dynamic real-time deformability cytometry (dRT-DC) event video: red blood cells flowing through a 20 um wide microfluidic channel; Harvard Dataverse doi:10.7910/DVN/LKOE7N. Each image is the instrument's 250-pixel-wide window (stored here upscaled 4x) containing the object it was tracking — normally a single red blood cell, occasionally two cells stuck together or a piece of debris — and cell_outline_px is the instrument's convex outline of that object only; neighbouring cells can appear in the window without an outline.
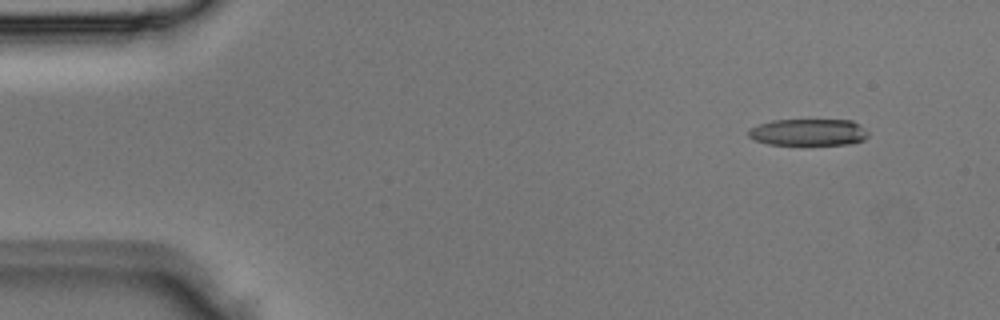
{"species": "Egyptian fruit bat (a non-hibernating species)", "species_latin": "Rousettus aegyptiacus", "temperature_condition": "room temperature", "stored_images_in_passage": 3, "camera_frame_rate_fps": 3000, "um_per_image_px": 0.085, "animal": {"sex": "male"}, "frame": {"image": 1, "passage_image": 1, "time_ms": 0.0, "image_size_px": [1000, 320], "cell_outline_px": [[868, 136], [864, 140], [848, 144], [768, 144], [752, 140], [748, 136], [748, 132], [752, 128], [760, 124], [772, 120], [852, 120], [860, 124], [868, 132]], "centroid_in_image_um": [68.73, 11.24], "position_along_channel_um": 16.3, "area_um2": 18.61}}
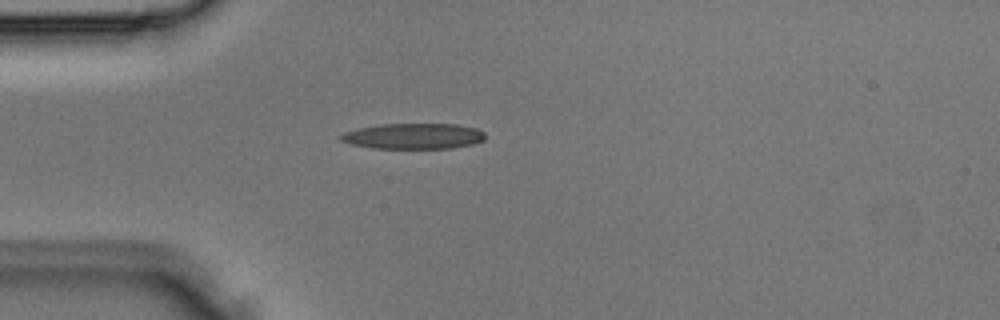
{"frame": {"image": 2, "passage_image": 3, "time_ms": 0.667, "image_size_px": [1000, 320], "cell_outline_px": [[484, 140], [472, 144], [452, 148], [372, 148], [352, 144], [340, 140], [340, 136], [344, 132], [360, 128], [380, 124], [456, 124], [476, 128], [484, 132]], "centroid_in_image_um": [35.16, 11.57], "position_along_channel_um": 49.8, "area_um2": 21.44}}